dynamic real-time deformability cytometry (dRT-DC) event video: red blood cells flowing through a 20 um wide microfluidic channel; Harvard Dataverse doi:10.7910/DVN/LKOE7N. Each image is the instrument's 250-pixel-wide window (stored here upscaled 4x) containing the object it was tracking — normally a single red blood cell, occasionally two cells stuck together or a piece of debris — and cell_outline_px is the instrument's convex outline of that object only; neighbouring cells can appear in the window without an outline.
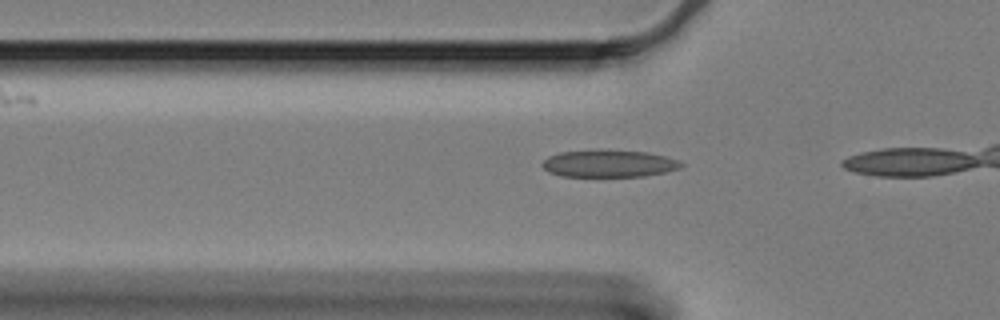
{"species": "Egyptian fruit bat (a non-hibernating species)", "species_latin": "Rousettus aegyptiacus", "temperature_condition": "cold", "stored_images_in_passage": 5, "camera_frame_rate_fps": 3000, "um_per_image_px": 0.085, "animal": {"sex": "female"}, "frame": {"image": 1, "passage_image": 3, "time_ms": 0.667, "image_size_px": [1000, 320], "cell_outline_px": [[684, 164], [680, 168], [664, 172], [644, 176], [560, 176], [548, 172], [540, 164], [548, 156], [560, 152], [644, 152], [664, 156], [676, 160]], "centroid_in_image_um": [51.72, 13.94], "position_along_channel_um": 74.1, "area_um2": 21.04}}